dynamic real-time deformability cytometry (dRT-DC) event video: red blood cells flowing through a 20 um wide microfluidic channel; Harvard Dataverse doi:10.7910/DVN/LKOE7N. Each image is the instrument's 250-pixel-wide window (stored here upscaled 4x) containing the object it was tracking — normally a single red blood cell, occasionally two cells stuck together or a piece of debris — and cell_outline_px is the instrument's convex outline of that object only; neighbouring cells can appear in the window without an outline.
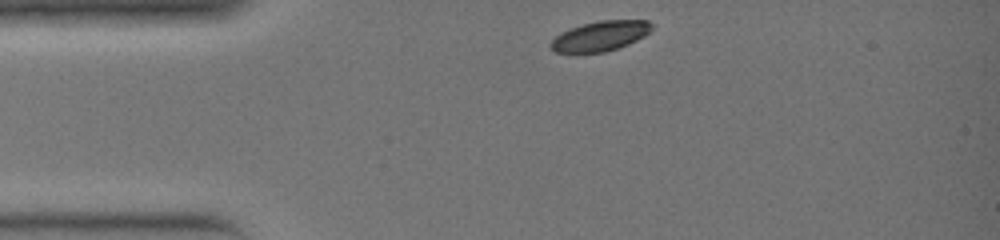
{"species": "common noctule bat (a hibernating species)", "species_latin": "Nyctalus noctula", "temperature_condition": "warm", "stored_images_in_passage": 25, "camera_frame_rate_fps": 3000, "um_per_image_px": 0.085, "animal": {"sex": "female", "body_mass_g": 19.0, "forearm_length_mm": 51.5}, "frame": {"image": 1, "passage_image": 1, "time_ms": 0.0, "image_size_px": [1000, 240], "cell_outline_px": [[652, 28], [644, 36], [628, 44], [604, 52], [556, 52], [548, 44], [560, 32], [584, 24], [600, 20], [648, 20], [652, 24]], "centroid_in_image_um": [51.02, 3.05], "position_along_channel_um": 34.0, "area_um2": 17.34}}
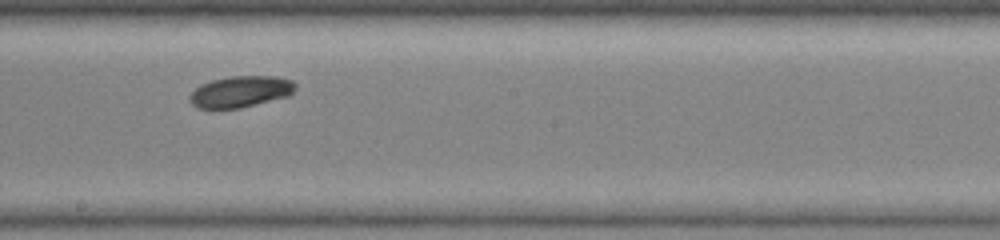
{"frame": {"image": 2, "passage_image": 14, "time_ms": 4.333, "image_size_px": [1000, 240], "cell_outline_px": [[296, 88], [288, 96], [240, 108], [212, 112], [196, 108], [188, 100], [188, 96], [200, 84], [212, 80], [228, 76], [276, 76], [292, 80], [296, 84]], "centroid_in_image_um": [20.36, 7.83], "position_along_channel_um": 227.8, "area_um2": 20.0}}
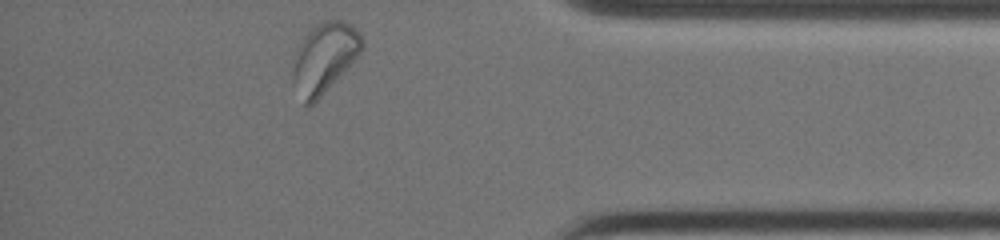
{"frame": {"image": 3, "passage_image": 25, "time_ms": 8.0, "image_size_px": [1000, 240], "cell_outline_px": [[364, 48], [320, 96], [308, 108], [304, 104], [292, 84], [292, 72], [296, 48], [304, 36], [320, 20], [340, 20], [352, 24], [364, 40]], "centroid_in_image_um": [27.53, 4.88], "position_along_channel_um": 407.7, "area_um2": 27.98}}